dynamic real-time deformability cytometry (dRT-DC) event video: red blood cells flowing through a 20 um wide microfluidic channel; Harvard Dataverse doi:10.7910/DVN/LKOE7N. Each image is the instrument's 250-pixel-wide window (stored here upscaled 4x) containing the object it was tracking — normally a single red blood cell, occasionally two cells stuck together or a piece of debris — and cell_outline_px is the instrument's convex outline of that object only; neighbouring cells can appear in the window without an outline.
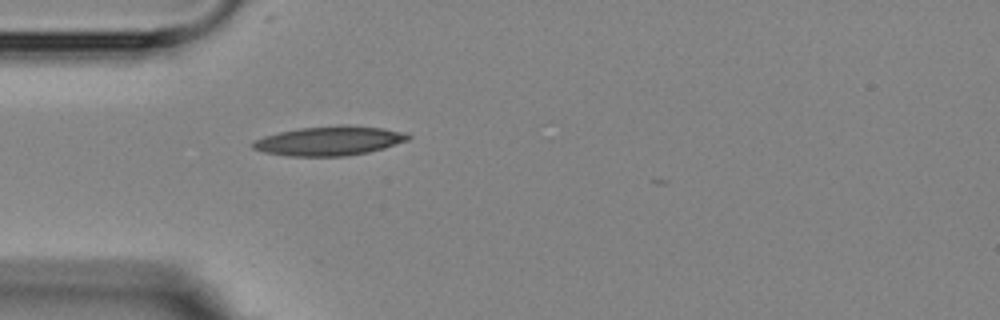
{"species": "Egyptian fruit bat (a non-hibernating species)", "species_latin": "Rousettus aegyptiacus", "temperature_condition": "room temperature", "stored_images_in_passage": 4, "camera_frame_rate_fps": 3000, "um_per_image_px": 0.085, "animal": {"sex": "female"}, "frame": {"image": 1, "passage_image": 4, "time_ms": 4.333, "image_size_px": [1000, 320], "cell_outline_px": [[412, 136], [408, 140], [384, 148], [368, 152], [344, 156], [288, 156], [264, 152], [252, 148], [252, 140], [264, 136], [280, 132], [300, 128], [340, 124], [348, 124], [384, 128], [400, 132]], "centroid_in_image_um": [27.97, 11.96], "position_along_channel_um": 57.0, "area_um2": 26.59}}